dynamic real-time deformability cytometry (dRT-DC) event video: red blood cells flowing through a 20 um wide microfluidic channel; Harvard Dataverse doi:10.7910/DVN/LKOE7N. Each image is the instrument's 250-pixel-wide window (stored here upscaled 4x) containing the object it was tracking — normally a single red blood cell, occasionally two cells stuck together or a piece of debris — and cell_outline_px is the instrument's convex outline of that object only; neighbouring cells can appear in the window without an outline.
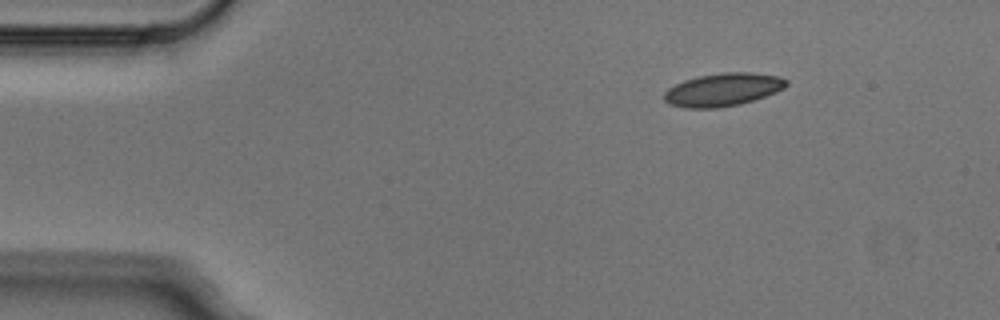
{"species": "Egyptian fruit bat (a non-hibernating species)", "species_latin": "Rousettus aegyptiacus", "temperature_condition": "cold", "stored_images_in_passage": 5, "camera_frame_rate_fps": 3000, "um_per_image_px": 0.085, "animal": {"sex": "male"}, "frame": {"image": 1, "passage_image": 1, "time_ms": 0.0, "image_size_px": [1000, 320], "cell_outline_px": [[788, 84], [784, 88], [776, 92], [740, 104], [716, 108], [684, 108], [668, 104], [664, 100], [664, 92], [668, 88], [684, 80], [700, 76], [724, 72], [748, 72], [780, 76], [788, 80]], "centroid_in_image_um": [61.44, 7.62], "position_along_channel_um": 23.6, "area_um2": 23.47}}
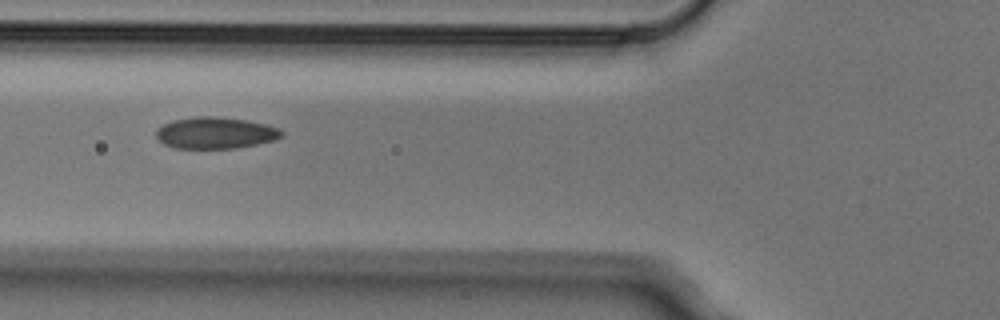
{"frame": {"image": 2, "passage_image": 4, "time_ms": 1.0, "image_size_px": [1000, 320], "cell_outline_px": [[284, 136], [276, 140], [236, 148], [172, 148], [164, 144], [156, 136], [156, 128], [172, 120], [196, 116], [216, 116], [248, 120], [280, 128], [284, 132]], "centroid_in_image_um": [18.33, 11.29], "position_along_channel_um": 107.5, "area_um2": 23.29}}
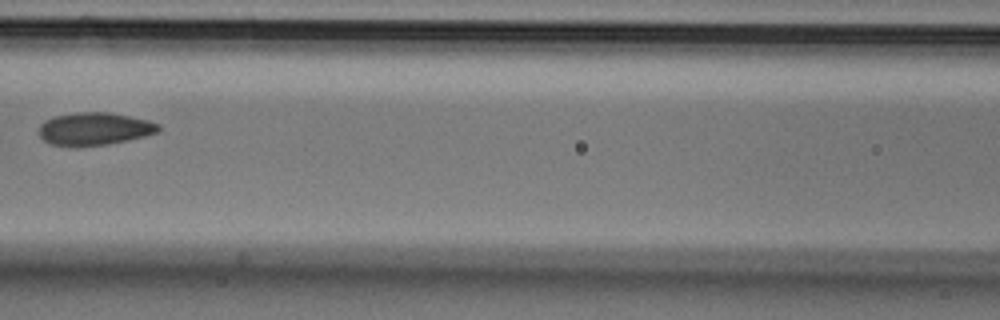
{"frame": {"image": 3, "passage_image": 5, "time_ms": 1.333, "image_size_px": [1000, 320], "cell_outline_px": [[160, 132], [128, 140], [108, 144], [72, 148], [48, 144], [40, 136], [40, 124], [44, 120], [52, 116], [76, 112], [108, 112], [148, 120], [160, 124]], "centroid_in_image_um": [7.99, 10.97], "position_along_channel_um": 158.6, "area_um2": 23.24}}